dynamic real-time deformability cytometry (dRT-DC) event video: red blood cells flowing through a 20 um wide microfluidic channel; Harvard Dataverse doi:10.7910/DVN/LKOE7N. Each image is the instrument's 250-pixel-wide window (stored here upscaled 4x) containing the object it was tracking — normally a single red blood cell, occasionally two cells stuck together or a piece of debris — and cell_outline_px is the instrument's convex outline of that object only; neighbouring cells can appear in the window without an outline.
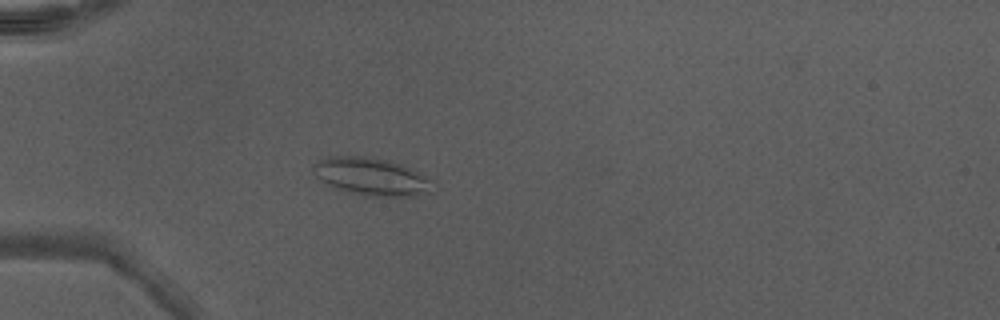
{"species": "Egyptian fruit bat (a non-hibernating species)", "species_latin": "Rousettus aegyptiacus", "temperature_condition": "warm", "stored_images_in_passage": 40, "camera_frame_rate_fps": 3000, "um_per_image_px": 0.085, "animal": {"sex": "male"}, "frame": {"image": 1, "passage_image": 7, "time_ms": 2.0, "image_size_px": [1000, 320], "cell_outline_px": [[436, 192], [416, 196], [364, 196], [344, 192], [320, 180], [312, 172], [312, 164], [328, 156], [364, 156], [388, 160], [412, 168], [424, 176], [428, 180]], "centroid_in_image_um": [31.55, 15.02], "position_along_channel_um": 53.5, "area_um2": 26.41}, "authors_computed_cell_mechanics": {"area_um2": 20.1722, "velocity_mm_per_s": 4.3087, "shape_relaxation_time_tau1_ms": 3.5851, "shape_relaxation_time_tau2_ms": 2.6207, "deformation_change_tau1": 0.0824, "deformation_change_tau2": 0.0699}}